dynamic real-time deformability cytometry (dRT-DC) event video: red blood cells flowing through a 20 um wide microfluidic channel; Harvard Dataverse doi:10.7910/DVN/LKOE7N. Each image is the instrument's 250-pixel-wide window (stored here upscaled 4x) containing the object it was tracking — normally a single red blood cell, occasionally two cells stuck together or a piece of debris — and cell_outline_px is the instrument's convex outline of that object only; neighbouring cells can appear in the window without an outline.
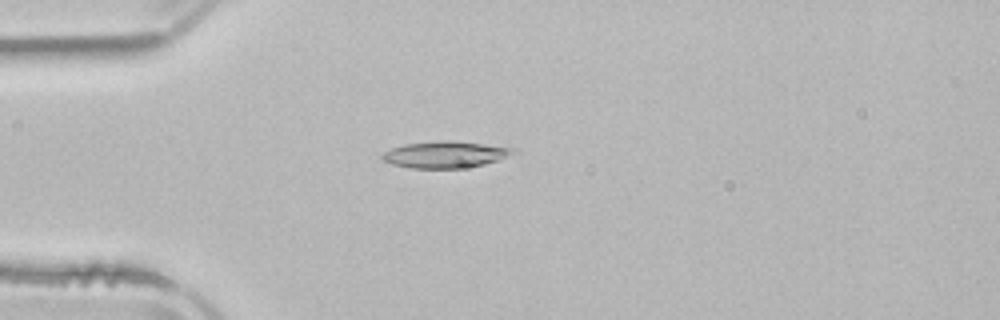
{"species": "common noctule bat (a hibernating species)", "species_latin": "Nyctalus noctula", "temperature_condition": "room temperature", "stored_images_in_passage": 4, "camera_frame_rate_fps": 3000, "um_per_image_px": 0.085, "animal": {"sex": "male", "body_mass_g": 21.5, "forearm_length_mm": 52.0}, "frame": {"image": 1, "passage_image": 4, "time_ms": 3.333, "image_size_px": [1000, 320], "cell_outline_px": [[516, 152], [496, 160], [484, 164], [456, 168], [412, 168], [392, 164], [380, 160], [380, 156], [384, 152], [392, 148], [404, 144], [440, 140], [452, 140], [516, 148]], "centroid_in_image_um": [37.78, 13.12], "position_along_channel_um": 47.2, "area_um2": 20.17}}